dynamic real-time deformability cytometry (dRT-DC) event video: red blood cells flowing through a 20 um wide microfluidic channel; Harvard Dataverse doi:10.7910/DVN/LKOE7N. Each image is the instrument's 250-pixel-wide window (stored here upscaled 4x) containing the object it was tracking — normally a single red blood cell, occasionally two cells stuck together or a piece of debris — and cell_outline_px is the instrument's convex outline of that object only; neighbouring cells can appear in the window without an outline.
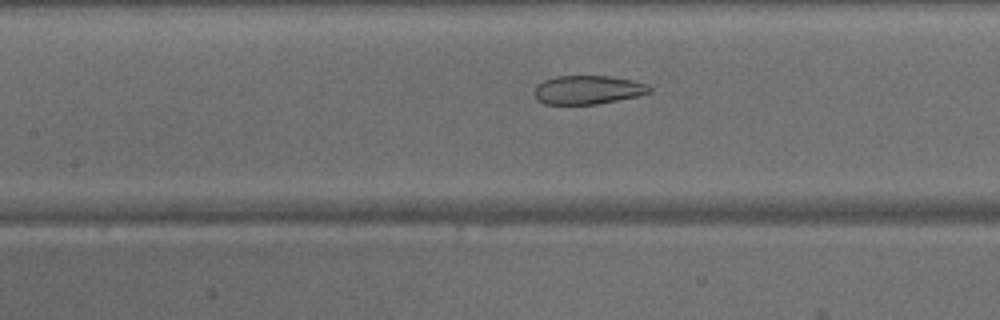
{"species": "common noctule bat (a hibernating species)", "species_latin": "Nyctalus noctula", "temperature_condition": "warm", "stored_images_in_passage": 35, "camera_frame_rate_fps": 3000, "um_per_image_px": 0.085, "animal": {"sex": "male", "body_mass_g": 15.6}, "frame": {"image": 1, "passage_image": 11, "time_ms": 3.333, "image_size_px": [1000, 320], "cell_outline_px": [[652, 92], [640, 96], [596, 104], [544, 104], [536, 100], [536, 84], [544, 80], [556, 76], [608, 76], [632, 80], [648, 84], [652, 88]], "centroid_in_image_um": [50.0, 7.64], "position_along_channel_um": 157.4, "area_um2": 19.36}}
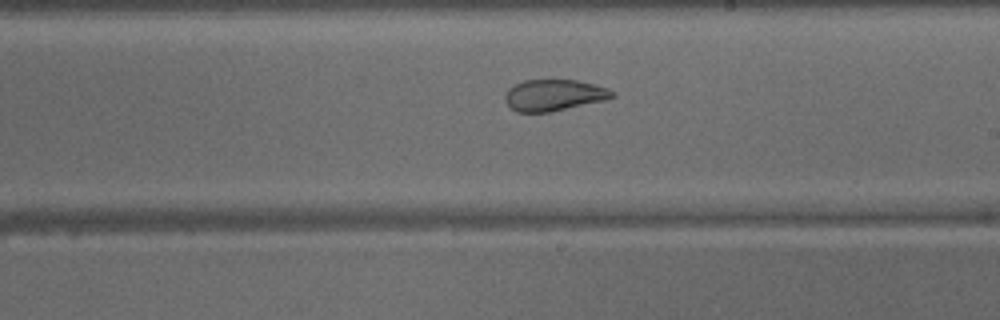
{"frame": {"image": 2, "passage_image": 17, "time_ms": 5.333, "image_size_px": [1000, 320], "cell_outline_px": [[616, 96], [608, 100], [552, 112], [516, 112], [504, 100], [504, 96], [508, 88], [524, 80], [576, 80], [608, 88]], "centroid_in_image_um": [47.1, 8.1], "position_along_channel_um": 241.9, "area_um2": 19.71}}
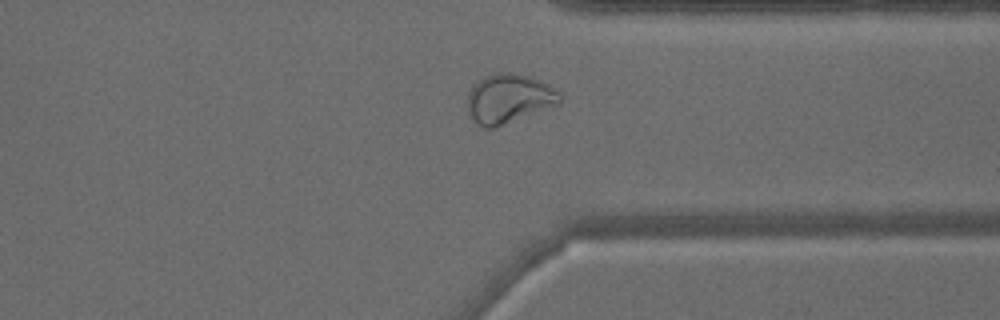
{"frame": {"image": 3, "passage_image": 26, "time_ms": 8.333, "image_size_px": [1000, 320], "cell_outline_px": [[564, 100], [560, 104], [492, 128], [484, 128], [468, 112], [468, 92], [472, 84], [484, 76], [500, 72], [508, 72], [524, 76], [548, 84]], "centroid_in_image_um": [43.23, 8.37], "position_along_channel_um": 368.2, "area_um2": 25.95}}